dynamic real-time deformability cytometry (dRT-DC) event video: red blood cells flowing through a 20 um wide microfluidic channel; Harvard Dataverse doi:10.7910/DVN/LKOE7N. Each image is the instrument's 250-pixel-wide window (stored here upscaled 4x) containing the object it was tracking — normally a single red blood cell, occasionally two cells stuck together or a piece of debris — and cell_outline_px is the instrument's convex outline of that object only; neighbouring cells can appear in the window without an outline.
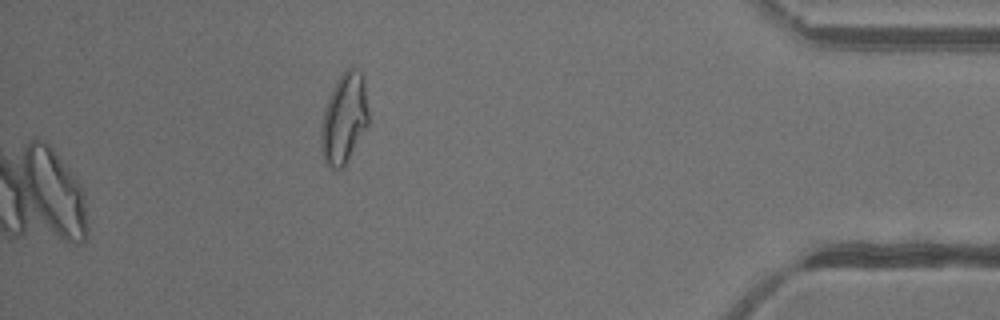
{"species": "common noctule bat (a hibernating species)", "species_latin": "Nyctalus noctula", "temperature_condition": "warm", "stored_images_in_passage": 43, "camera_frame_rate_fps": 3000, "um_per_image_px": 0.085, "animal": {"sex": "female"}, "frame": {"image": 1, "passage_image": 43, "time_ms": 14.0, "image_size_px": [1000, 320], "cell_outline_px": [[368, 124], [344, 168], [332, 168], [324, 160], [320, 148], [320, 128], [324, 108], [328, 96], [336, 80], [348, 68], [356, 68], [360, 72], [364, 80], [368, 112]], "centroid_in_image_um": [29.22, 10.08], "position_along_channel_um": 406.0, "area_um2": 25.03}, "authors_computed_cell_mechanics": {"area_um2": 23.698, "velocity_mm_per_s": 4.3305, "shape_relaxation_time_tau1_ms": 4.9264, "shape_relaxation_time_tau2_ms": 2.0571, "deformation_change_tau1": 0.16, "deformation_change_tau2": 0.0972}}